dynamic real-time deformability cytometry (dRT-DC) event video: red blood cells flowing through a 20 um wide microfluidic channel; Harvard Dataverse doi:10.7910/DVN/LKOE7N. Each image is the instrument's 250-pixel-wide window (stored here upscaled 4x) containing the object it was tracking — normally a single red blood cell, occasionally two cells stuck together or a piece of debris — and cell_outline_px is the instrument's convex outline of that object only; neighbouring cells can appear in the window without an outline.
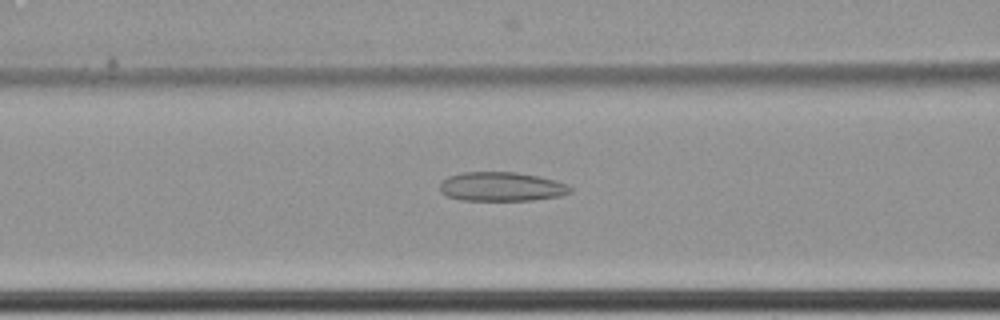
{"species": "common noctule bat (a hibernating species)", "species_latin": "Nyctalus noctula", "temperature_condition": "cold", "stored_images_in_passage": 43, "camera_frame_rate_fps": 3000, "um_per_image_px": 0.085, "animal": {"sex": "female", "body_mass_g": 22.7, "forearm_length_mm": 54.2}, "frame": {"image": 1, "passage_image": 19, "time_ms": 6.0, "image_size_px": [1000, 320], "cell_outline_px": [[572, 192], [560, 196], [532, 200], [460, 200], [448, 196], [440, 192], [440, 184], [448, 176], [460, 172], [516, 172], [540, 176], [568, 184], [572, 188]], "centroid_in_image_um": [42.64, 15.86], "position_along_channel_um": 124.0, "area_um2": 22.25}}
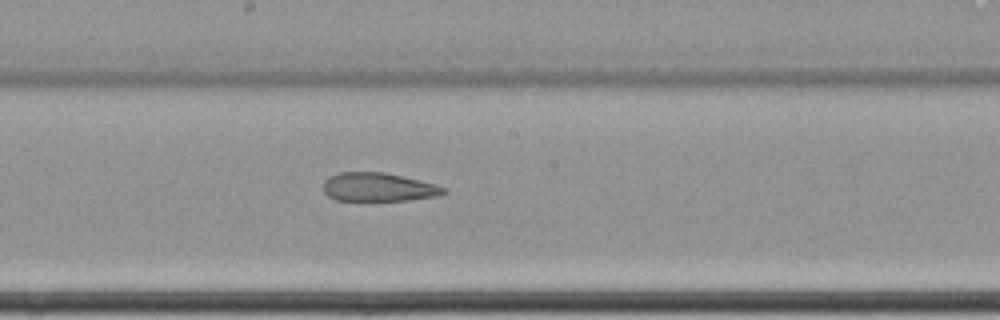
{"frame": {"image": 2, "passage_image": 27, "time_ms": 8.667, "image_size_px": [1000, 320], "cell_outline_px": [[448, 192], [440, 196], [408, 200], [336, 200], [328, 196], [324, 192], [324, 180], [328, 176], [340, 172], [384, 172], [420, 180], [436, 184], [448, 188]], "centroid_in_image_um": [32.2, 15.9], "position_along_channel_um": 216.0, "area_um2": 20.23}}
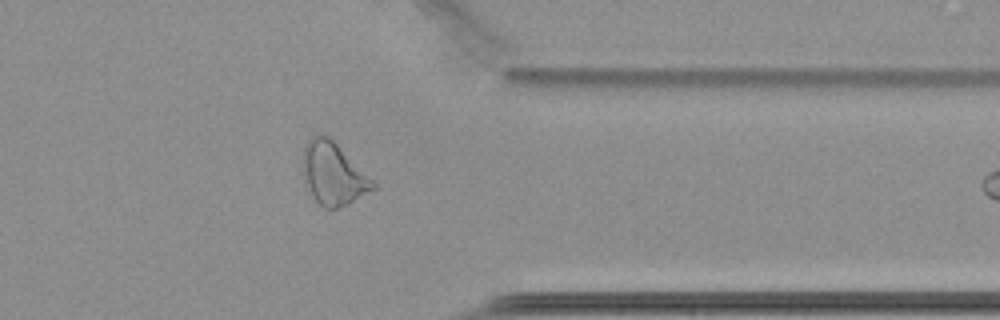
{"frame": {"image": 3, "passage_image": 42, "time_ms": 13.667, "image_size_px": [1000, 320], "cell_outline_px": [[376, 188], [348, 204], [336, 208], [324, 208], [312, 196], [304, 180], [304, 148], [308, 140], [312, 136], [328, 136], [376, 184]], "centroid_in_image_um": [28.32, 14.8], "position_along_channel_um": 383.1, "area_um2": 24.57}}